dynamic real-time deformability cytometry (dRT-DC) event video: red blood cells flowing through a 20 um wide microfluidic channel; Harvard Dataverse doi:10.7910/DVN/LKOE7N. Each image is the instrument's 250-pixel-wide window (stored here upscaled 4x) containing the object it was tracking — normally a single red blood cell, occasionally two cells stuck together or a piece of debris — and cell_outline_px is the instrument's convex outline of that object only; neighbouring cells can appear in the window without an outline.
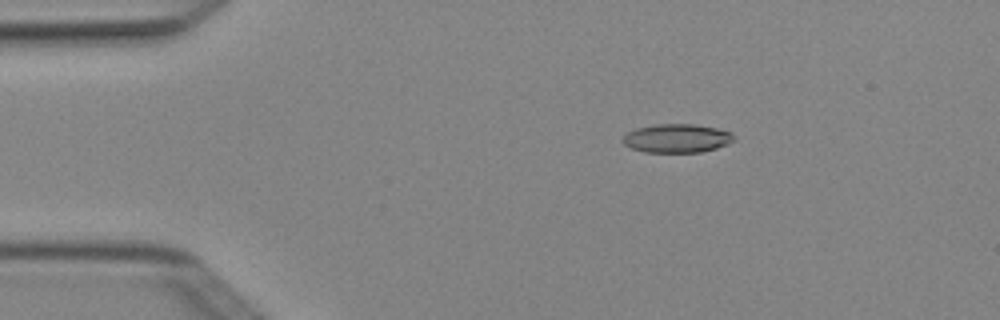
{"species": "Egyptian fruit bat (a non-hibernating species)", "species_latin": "Rousettus aegyptiacus", "temperature_condition": "cold", "stored_images_in_passage": 5, "camera_frame_rate_fps": 3000, "um_per_image_px": 0.085, "animal": {"sex": "female"}, "frame": {"image": 1, "passage_image": 3, "time_ms": 0.667, "image_size_px": [1000, 320], "cell_outline_px": [[736, 136], [728, 144], [716, 148], [700, 152], [644, 152], [632, 148], [624, 144], [620, 140], [628, 132], [636, 128], [656, 124], [696, 124], [716, 128], [732, 132]], "centroid_in_image_um": [57.53, 11.75], "position_along_channel_um": 27.5, "area_um2": 18.61}}
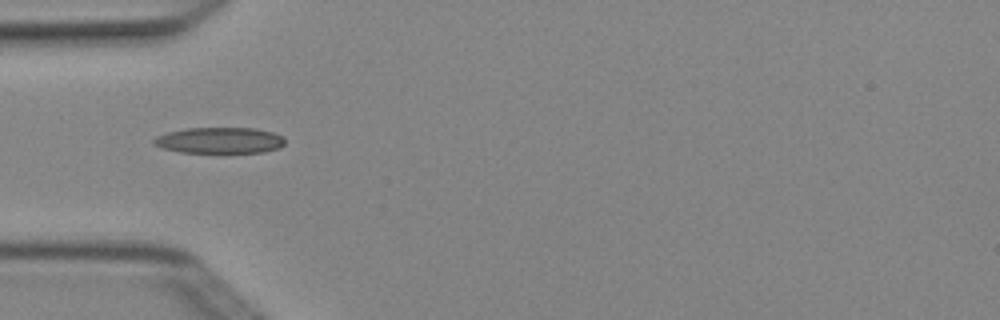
{"frame": {"image": 2, "passage_image": 5, "time_ms": 1.333, "image_size_px": [1000, 320], "cell_outline_px": [[284, 144], [280, 148], [264, 152], [180, 152], [160, 148], [152, 144], [152, 140], [156, 136], [168, 132], [188, 128], [256, 128], [272, 132], [284, 136]], "centroid_in_image_um": [18.66, 11.93], "position_along_channel_um": 66.3, "area_um2": 20.0}}